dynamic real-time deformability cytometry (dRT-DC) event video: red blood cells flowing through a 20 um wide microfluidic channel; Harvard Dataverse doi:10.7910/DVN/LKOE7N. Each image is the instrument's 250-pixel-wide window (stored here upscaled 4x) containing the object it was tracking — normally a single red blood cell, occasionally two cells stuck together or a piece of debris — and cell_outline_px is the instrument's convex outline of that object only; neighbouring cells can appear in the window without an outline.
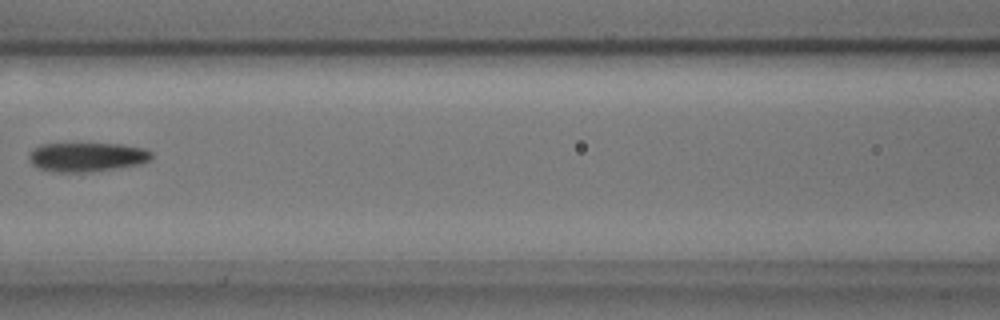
{"species": "common noctule bat (a hibernating species)", "species_latin": "Nyctalus noctula", "temperature_condition": "cold", "stored_images_in_passage": 6, "camera_frame_rate_fps": 3000, "um_per_image_px": 0.085, "animal": {"sex": "male", "body_mass_g": 17.9, "forearm_length_mm": 54.2}, "frame": {"image": 1, "passage_image": 6, "time_ms": 1.667, "image_size_px": [1000, 320], "cell_outline_px": [[152, 160], [140, 164], [116, 168], [88, 172], [52, 172], [36, 168], [32, 164], [28, 156], [28, 152], [32, 148], [40, 144], [120, 144], [144, 148], [152, 152]], "centroid_in_image_um": [7.35, 13.35], "position_along_channel_um": 159.2, "area_um2": 21.04}}